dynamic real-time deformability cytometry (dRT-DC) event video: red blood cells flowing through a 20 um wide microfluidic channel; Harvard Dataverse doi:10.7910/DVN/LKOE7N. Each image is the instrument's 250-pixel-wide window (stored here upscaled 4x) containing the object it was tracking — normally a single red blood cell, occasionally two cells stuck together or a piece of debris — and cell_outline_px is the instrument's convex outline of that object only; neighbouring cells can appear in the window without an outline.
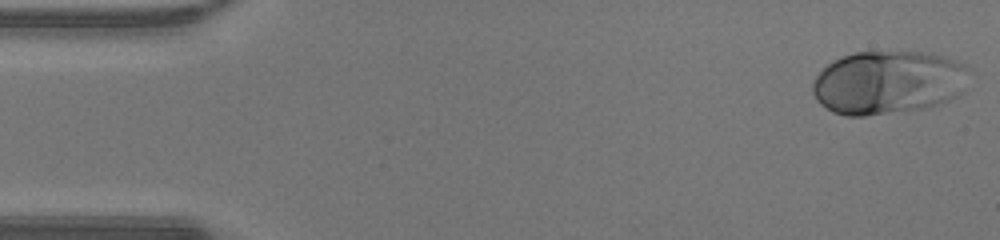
{"species": "human", "species_latin": "Homo sapiens", "temperature_condition": "warm", "stored_images_in_passage": 46, "camera_frame_rate_fps": 3000, "um_per_image_px": 0.085, "donor": {"sex": "male"}, "frame": {"image": 1, "passage_image": 1, "time_ms": 0.0, "image_size_px": [1000, 240], "cell_outline_px": [[972, 68], [960, 92], [956, 96], [940, 104], [908, 112], [864, 116], [844, 116], [832, 112], [820, 104], [816, 100], [812, 92], [812, 80], [832, 60], [856, 52], [932, 52], [968, 64]], "centroid_in_image_um": [75.5, 7.02], "position_along_channel_um": 9.5, "area_um2": 58.78}}
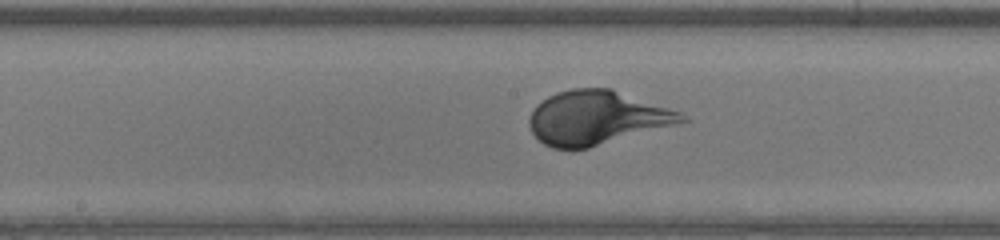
{"frame": {"image": 2, "passage_image": 23, "time_ms": 7.333, "image_size_px": [1000, 240], "cell_outline_px": [[692, 120], [680, 124], [588, 148], [552, 148], [544, 144], [532, 132], [528, 124], [528, 120], [536, 104], [548, 96], [556, 92], [572, 88], [612, 88], [680, 112]], "centroid_in_image_um": [50.75, 10.0], "position_along_channel_um": 197.4, "area_um2": 47.97}}
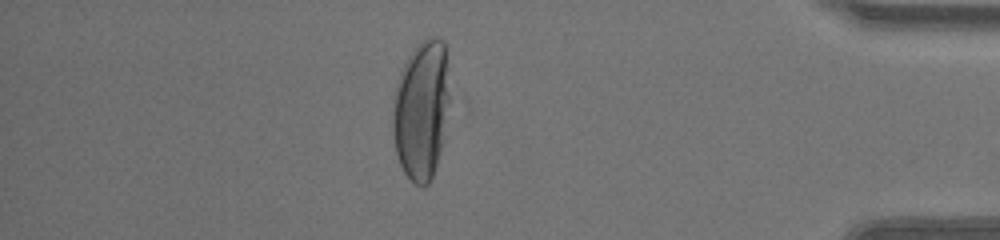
{"frame": {"image": 3, "passage_image": 40, "time_ms": 13.0, "image_size_px": [1000, 240], "cell_outline_px": [[448, 100], [444, 140], [432, 176], [428, 184], [424, 188], [416, 184], [404, 172], [400, 164], [396, 152], [392, 128], [392, 112], [396, 80], [408, 56], [428, 36], [436, 36], [444, 40], [448, 96]], "centroid_in_image_um": [35.79, 9.36], "position_along_channel_um": 399.4, "area_um2": 45.84}}